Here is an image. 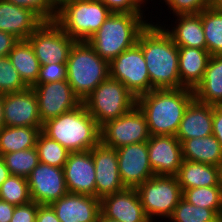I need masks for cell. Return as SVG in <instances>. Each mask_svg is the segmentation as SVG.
I'll list each match as a JSON object with an SVG mask.
<instances>
[{
	"label": "cell",
	"instance_id": "cell-1",
	"mask_svg": "<svg viewBox=\"0 0 222 222\" xmlns=\"http://www.w3.org/2000/svg\"><path fill=\"white\" fill-rule=\"evenodd\" d=\"M149 23L138 36L153 89L183 88L179 77V51L172 38L160 26Z\"/></svg>",
	"mask_w": 222,
	"mask_h": 222
},
{
	"label": "cell",
	"instance_id": "cell-2",
	"mask_svg": "<svg viewBox=\"0 0 222 222\" xmlns=\"http://www.w3.org/2000/svg\"><path fill=\"white\" fill-rule=\"evenodd\" d=\"M193 99V89L186 87L154 89L136 98V105L146 118L151 136H175L184 112Z\"/></svg>",
	"mask_w": 222,
	"mask_h": 222
},
{
	"label": "cell",
	"instance_id": "cell-3",
	"mask_svg": "<svg viewBox=\"0 0 222 222\" xmlns=\"http://www.w3.org/2000/svg\"><path fill=\"white\" fill-rule=\"evenodd\" d=\"M41 131L70 152L91 150L100 142V127L83 103L44 122Z\"/></svg>",
	"mask_w": 222,
	"mask_h": 222
},
{
	"label": "cell",
	"instance_id": "cell-4",
	"mask_svg": "<svg viewBox=\"0 0 222 222\" xmlns=\"http://www.w3.org/2000/svg\"><path fill=\"white\" fill-rule=\"evenodd\" d=\"M143 13H111L87 42L107 62L133 47L148 26Z\"/></svg>",
	"mask_w": 222,
	"mask_h": 222
},
{
	"label": "cell",
	"instance_id": "cell-5",
	"mask_svg": "<svg viewBox=\"0 0 222 222\" xmlns=\"http://www.w3.org/2000/svg\"><path fill=\"white\" fill-rule=\"evenodd\" d=\"M67 82L83 102L110 77L109 62L101 58L87 41H75L66 62Z\"/></svg>",
	"mask_w": 222,
	"mask_h": 222
},
{
	"label": "cell",
	"instance_id": "cell-6",
	"mask_svg": "<svg viewBox=\"0 0 222 222\" xmlns=\"http://www.w3.org/2000/svg\"><path fill=\"white\" fill-rule=\"evenodd\" d=\"M111 13L100 0H75L58 9L55 22L75 41H87Z\"/></svg>",
	"mask_w": 222,
	"mask_h": 222
},
{
	"label": "cell",
	"instance_id": "cell-7",
	"mask_svg": "<svg viewBox=\"0 0 222 222\" xmlns=\"http://www.w3.org/2000/svg\"><path fill=\"white\" fill-rule=\"evenodd\" d=\"M101 127L129 112L136 97L120 81L108 78L100 83L82 102Z\"/></svg>",
	"mask_w": 222,
	"mask_h": 222
},
{
	"label": "cell",
	"instance_id": "cell-8",
	"mask_svg": "<svg viewBox=\"0 0 222 222\" xmlns=\"http://www.w3.org/2000/svg\"><path fill=\"white\" fill-rule=\"evenodd\" d=\"M147 218H169L183 192L176 176H153L136 188ZM155 216V217H154Z\"/></svg>",
	"mask_w": 222,
	"mask_h": 222
},
{
	"label": "cell",
	"instance_id": "cell-9",
	"mask_svg": "<svg viewBox=\"0 0 222 222\" xmlns=\"http://www.w3.org/2000/svg\"><path fill=\"white\" fill-rule=\"evenodd\" d=\"M110 78L120 81L136 97L153 89L141 47L136 43L109 63Z\"/></svg>",
	"mask_w": 222,
	"mask_h": 222
},
{
	"label": "cell",
	"instance_id": "cell-10",
	"mask_svg": "<svg viewBox=\"0 0 222 222\" xmlns=\"http://www.w3.org/2000/svg\"><path fill=\"white\" fill-rule=\"evenodd\" d=\"M150 136L146 118L137 105L100 127V142L115 149L124 145L147 142Z\"/></svg>",
	"mask_w": 222,
	"mask_h": 222
},
{
	"label": "cell",
	"instance_id": "cell-11",
	"mask_svg": "<svg viewBox=\"0 0 222 222\" xmlns=\"http://www.w3.org/2000/svg\"><path fill=\"white\" fill-rule=\"evenodd\" d=\"M40 65L66 63L72 39L55 21L43 22L27 39Z\"/></svg>",
	"mask_w": 222,
	"mask_h": 222
},
{
	"label": "cell",
	"instance_id": "cell-12",
	"mask_svg": "<svg viewBox=\"0 0 222 222\" xmlns=\"http://www.w3.org/2000/svg\"><path fill=\"white\" fill-rule=\"evenodd\" d=\"M42 124L78 107L82 102L67 80L34 84Z\"/></svg>",
	"mask_w": 222,
	"mask_h": 222
},
{
	"label": "cell",
	"instance_id": "cell-13",
	"mask_svg": "<svg viewBox=\"0 0 222 222\" xmlns=\"http://www.w3.org/2000/svg\"><path fill=\"white\" fill-rule=\"evenodd\" d=\"M116 150L119 174L125 188L136 189L155 176L149 162L147 142L124 145Z\"/></svg>",
	"mask_w": 222,
	"mask_h": 222
},
{
	"label": "cell",
	"instance_id": "cell-14",
	"mask_svg": "<svg viewBox=\"0 0 222 222\" xmlns=\"http://www.w3.org/2000/svg\"><path fill=\"white\" fill-rule=\"evenodd\" d=\"M31 200L50 205L68 193L63 168L39 162L27 178Z\"/></svg>",
	"mask_w": 222,
	"mask_h": 222
},
{
	"label": "cell",
	"instance_id": "cell-15",
	"mask_svg": "<svg viewBox=\"0 0 222 222\" xmlns=\"http://www.w3.org/2000/svg\"><path fill=\"white\" fill-rule=\"evenodd\" d=\"M4 125L42 127L38 99L32 87L2 94Z\"/></svg>",
	"mask_w": 222,
	"mask_h": 222
},
{
	"label": "cell",
	"instance_id": "cell-16",
	"mask_svg": "<svg viewBox=\"0 0 222 222\" xmlns=\"http://www.w3.org/2000/svg\"><path fill=\"white\" fill-rule=\"evenodd\" d=\"M91 153L95 167L96 197L101 200L122 191L125 187L119 174L117 150L99 142Z\"/></svg>",
	"mask_w": 222,
	"mask_h": 222
},
{
	"label": "cell",
	"instance_id": "cell-17",
	"mask_svg": "<svg viewBox=\"0 0 222 222\" xmlns=\"http://www.w3.org/2000/svg\"><path fill=\"white\" fill-rule=\"evenodd\" d=\"M149 162L155 175L176 176L181 163L182 145L172 135H154L147 141Z\"/></svg>",
	"mask_w": 222,
	"mask_h": 222
},
{
	"label": "cell",
	"instance_id": "cell-18",
	"mask_svg": "<svg viewBox=\"0 0 222 222\" xmlns=\"http://www.w3.org/2000/svg\"><path fill=\"white\" fill-rule=\"evenodd\" d=\"M63 171L68 193L96 197L95 167L91 150L70 152Z\"/></svg>",
	"mask_w": 222,
	"mask_h": 222
},
{
	"label": "cell",
	"instance_id": "cell-19",
	"mask_svg": "<svg viewBox=\"0 0 222 222\" xmlns=\"http://www.w3.org/2000/svg\"><path fill=\"white\" fill-rule=\"evenodd\" d=\"M100 212L105 218L120 222H151L134 188H124L101 199Z\"/></svg>",
	"mask_w": 222,
	"mask_h": 222
},
{
	"label": "cell",
	"instance_id": "cell-20",
	"mask_svg": "<svg viewBox=\"0 0 222 222\" xmlns=\"http://www.w3.org/2000/svg\"><path fill=\"white\" fill-rule=\"evenodd\" d=\"M60 222H98L100 200L97 197L67 193L50 204Z\"/></svg>",
	"mask_w": 222,
	"mask_h": 222
},
{
	"label": "cell",
	"instance_id": "cell-21",
	"mask_svg": "<svg viewBox=\"0 0 222 222\" xmlns=\"http://www.w3.org/2000/svg\"><path fill=\"white\" fill-rule=\"evenodd\" d=\"M42 23L33 11L0 0V31L12 34L18 40H27Z\"/></svg>",
	"mask_w": 222,
	"mask_h": 222
},
{
	"label": "cell",
	"instance_id": "cell-22",
	"mask_svg": "<svg viewBox=\"0 0 222 222\" xmlns=\"http://www.w3.org/2000/svg\"><path fill=\"white\" fill-rule=\"evenodd\" d=\"M214 105L199 102L195 98L186 108L176 138L182 143L191 138L206 137L213 131Z\"/></svg>",
	"mask_w": 222,
	"mask_h": 222
},
{
	"label": "cell",
	"instance_id": "cell-23",
	"mask_svg": "<svg viewBox=\"0 0 222 222\" xmlns=\"http://www.w3.org/2000/svg\"><path fill=\"white\" fill-rule=\"evenodd\" d=\"M175 24L176 26L174 25L172 28L170 26L166 28L164 25L161 27L178 47L206 49L201 12L199 14L177 15Z\"/></svg>",
	"mask_w": 222,
	"mask_h": 222
},
{
	"label": "cell",
	"instance_id": "cell-24",
	"mask_svg": "<svg viewBox=\"0 0 222 222\" xmlns=\"http://www.w3.org/2000/svg\"><path fill=\"white\" fill-rule=\"evenodd\" d=\"M178 51L181 84L194 90L203 79L211 55L206 49L190 47H178Z\"/></svg>",
	"mask_w": 222,
	"mask_h": 222
},
{
	"label": "cell",
	"instance_id": "cell-25",
	"mask_svg": "<svg viewBox=\"0 0 222 222\" xmlns=\"http://www.w3.org/2000/svg\"><path fill=\"white\" fill-rule=\"evenodd\" d=\"M193 91L199 102L222 105V54L210 57L203 79Z\"/></svg>",
	"mask_w": 222,
	"mask_h": 222
},
{
	"label": "cell",
	"instance_id": "cell-26",
	"mask_svg": "<svg viewBox=\"0 0 222 222\" xmlns=\"http://www.w3.org/2000/svg\"><path fill=\"white\" fill-rule=\"evenodd\" d=\"M181 145L184 160L216 167L222 164V147L213 134L206 137L184 140Z\"/></svg>",
	"mask_w": 222,
	"mask_h": 222
},
{
	"label": "cell",
	"instance_id": "cell-27",
	"mask_svg": "<svg viewBox=\"0 0 222 222\" xmlns=\"http://www.w3.org/2000/svg\"><path fill=\"white\" fill-rule=\"evenodd\" d=\"M219 167L184 160L176 175L181 190L219 186Z\"/></svg>",
	"mask_w": 222,
	"mask_h": 222
},
{
	"label": "cell",
	"instance_id": "cell-28",
	"mask_svg": "<svg viewBox=\"0 0 222 222\" xmlns=\"http://www.w3.org/2000/svg\"><path fill=\"white\" fill-rule=\"evenodd\" d=\"M8 57L23 82L28 87H32L37 82L41 65L30 42L19 40L8 54Z\"/></svg>",
	"mask_w": 222,
	"mask_h": 222
},
{
	"label": "cell",
	"instance_id": "cell-29",
	"mask_svg": "<svg viewBox=\"0 0 222 222\" xmlns=\"http://www.w3.org/2000/svg\"><path fill=\"white\" fill-rule=\"evenodd\" d=\"M42 127L3 126L0 129V157L4 154L36 147Z\"/></svg>",
	"mask_w": 222,
	"mask_h": 222
},
{
	"label": "cell",
	"instance_id": "cell-30",
	"mask_svg": "<svg viewBox=\"0 0 222 222\" xmlns=\"http://www.w3.org/2000/svg\"><path fill=\"white\" fill-rule=\"evenodd\" d=\"M206 50L211 56L222 54V13L213 6L201 11Z\"/></svg>",
	"mask_w": 222,
	"mask_h": 222
},
{
	"label": "cell",
	"instance_id": "cell-31",
	"mask_svg": "<svg viewBox=\"0 0 222 222\" xmlns=\"http://www.w3.org/2000/svg\"><path fill=\"white\" fill-rule=\"evenodd\" d=\"M221 216L213 209L197 207L183 197L174 208L170 222H221Z\"/></svg>",
	"mask_w": 222,
	"mask_h": 222
},
{
	"label": "cell",
	"instance_id": "cell-32",
	"mask_svg": "<svg viewBox=\"0 0 222 222\" xmlns=\"http://www.w3.org/2000/svg\"><path fill=\"white\" fill-rule=\"evenodd\" d=\"M36 149L39 162L58 168H63L70 154V151L42 131L38 135Z\"/></svg>",
	"mask_w": 222,
	"mask_h": 222
},
{
	"label": "cell",
	"instance_id": "cell-33",
	"mask_svg": "<svg viewBox=\"0 0 222 222\" xmlns=\"http://www.w3.org/2000/svg\"><path fill=\"white\" fill-rule=\"evenodd\" d=\"M182 197L195 206L213 209L222 217V189L220 186L197 187L182 191Z\"/></svg>",
	"mask_w": 222,
	"mask_h": 222
},
{
	"label": "cell",
	"instance_id": "cell-34",
	"mask_svg": "<svg viewBox=\"0 0 222 222\" xmlns=\"http://www.w3.org/2000/svg\"><path fill=\"white\" fill-rule=\"evenodd\" d=\"M11 175L28 178L32 170L39 164L36 147L7 153L2 156Z\"/></svg>",
	"mask_w": 222,
	"mask_h": 222
},
{
	"label": "cell",
	"instance_id": "cell-35",
	"mask_svg": "<svg viewBox=\"0 0 222 222\" xmlns=\"http://www.w3.org/2000/svg\"><path fill=\"white\" fill-rule=\"evenodd\" d=\"M0 199L14 206L30 203L32 200L27 178L10 175L0 186Z\"/></svg>",
	"mask_w": 222,
	"mask_h": 222
},
{
	"label": "cell",
	"instance_id": "cell-36",
	"mask_svg": "<svg viewBox=\"0 0 222 222\" xmlns=\"http://www.w3.org/2000/svg\"><path fill=\"white\" fill-rule=\"evenodd\" d=\"M28 86L19 76L8 56L0 58V94L20 92Z\"/></svg>",
	"mask_w": 222,
	"mask_h": 222
},
{
	"label": "cell",
	"instance_id": "cell-37",
	"mask_svg": "<svg viewBox=\"0 0 222 222\" xmlns=\"http://www.w3.org/2000/svg\"><path fill=\"white\" fill-rule=\"evenodd\" d=\"M19 7L33 11L43 22L55 21L58 10L52 0H6Z\"/></svg>",
	"mask_w": 222,
	"mask_h": 222
},
{
	"label": "cell",
	"instance_id": "cell-38",
	"mask_svg": "<svg viewBox=\"0 0 222 222\" xmlns=\"http://www.w3.org/2000/svg\"><path fill=\"white\" fill-rule=\"evenodd\" d=\"M168 9L177 15L199 14L212 6L213 0H164Z\"/></svg>",
	"mask_w": 222,
	"mask_h": 222
},
{
	"label": "cell",
	"instance_id": "cell-39",
	"mask_svg": "<svg viewBox=\"0 0 222 222\" xmlns=\"http://www.w3.org/2000/svg\"><path fill=\"white\" fill-rule=\"evenodd\" d=\"M61 80H67L66 63H48L40 67L35 84H45Z\"/></svg>",
	"mask_w": 222,
	"mask_h": 222
},
{
	"label": "cell",
	"instance_id": "cell-40",
	"mask_svg": "<svg viewBox=\"0 0 222 222\" xmlns=\"http://www.w3.org/2000/svg\"><path fill=\"white\" fill-rule=\"evenodd\" d=\"M112 13H144L141 0H100ZM142 7V8H141ZM142 9V10H141Z\"/></svg>",
	"mask_w": 222,
	"mask_h": 222
},
{
	"label": "cell",
	"instance_id": "cell-41",
	"mask_svg": "<svg viewBox=\"0 0 222 222\" xmlns=\"http://www.w3.org/2000/svg\"><path fill=\"white\" fill-rule=\"evenodd\" d=\"M38 204L31 201L25 205L15 206L10 222H36Z\"/></svg>",
	"mask_w": 222,
	"mask_h": 222
},
{
	"label": "cell",
	"instance_id": "cell-42",
	"mask_svg": "<svg viewBox=\"0 0 222 222\" xmlns=\"http://www.w3.org/2000/svg\"><path fill=\"white\" fill-rule=\"evenodd\" d=\"M18 41L19 40L12 34L6 33L5 31H0V58L8 56Z\"/></svg>",
	"mask_w": 222,
	"mask_h": 222
},
{
	"label": "cell",
	"instance_id": "cell-43",
	"mask_svg": "<svg viewBox=\"0 0 222 222\" xmlns=\"http://www.w3.org/2000/svg\"><path fill=\"white\" fill-rule=\"evenodd\" d=\"M212 134L217 138L222 147V105H214L213 107Z\"/></svg>",
	"mask_w": 222,
	"mask_h": 222
},
{
	"label": "cell",
	"instance_id": "cell-44",
	"mask_svg": "<svg viewBox=\"0 0 222 222\" xmlns=\"http://www.w3.org/2000/svg\"><path fill=\"white\" fill-rule=\"evenodd\" d=\"M36 222H60L55 211L50 205H39L36 215Z\"/></svg>",
	"mask_w": 222,
	"mask_h": 222
},
{
	"label": "cell",
	"instance_id": "cell-45",
	"mask_svg": "<svg viewBox=\"0 0 222 222\" xmlns=\"http://www.w3.org/2000/svg\"><path fill=\"white\" fill-rule=\"evenodd\" d=\"M15 206L0 199V222H10Z\"/></svg>",
	"mask_w": 222,
	"mask_h": 222
},
{
	"label": "cell",
	"instance_id": "cell-46",
	"mask_svg": "<svg viewBox=\"0 0 222 222\" xmlns=\"http://www.w3.org/2000/svg\"><path fill=\"white\" fill-rule=\"evenodd\" d=\"M9 169L6 167L5 161L0 157V186L10 176Z\"/></svg>",
	"mask_w": 222,
	"mask_h": 222
},
{
	"label": "cell",
	"instance_id": "cell-47",
	"mask_svg": "<svg viewBox=\"0 0 222 222\" xmlns=\"http://www.w3.org/2000/svg\"><path fill=\"white\" fill-rule=\"evenodd\" d=\"M71 1H75V0H52L53 4L57 10L59 8H61L64 4L71 2Z\"/></svg>",
	"mask_w": 222,
	"mask_h": 222
},
{
	"label": "cell",
	"instance_id": "cell-48",
	"mask_svg": "<svg viewBox=\"0 0 222 222\" xmlns=\"http://www.w3.org/2000/svg\"><path fill=\"white\" fill-rule=\"evenodd\" d=\"M4 125V114H3V103H2V94H0V129Z\"/></svg>",
	"mask_w": 222,
	"mask_h": 222
},
{
	"label": "cell",
	"instance_id": "cell-49",
	"mask_svg": "<svg viewBox=\"0 0 222 222\" xmlns=\"http://www.w3.org/2000/svg\"><path fill=\"white\" fill-rule=\"evenodd\" d=\"M212 6L222 13V0H213Z\"/></svg>",
	"mask_w": 222,
	"mask_h": 222
},
{
	"label": "cell",
	"instance_id": "cell-50",
	"mask_svg": "<svg viewBox=\"0 0 222 222\" xmlns=\"http://www.w3.org/2000/svg\"><path fill=\"white\" fill-rule=\"evenodd\" d=\"M98 222H120V221H117V220H114V219L105 218V217L100 213Z\"/></svg>",
	"mask_w": 222,
	"mask_h": 222
},
{
	"label": "cell",
	"instance_id": "cell-51",
	"mask_svg": "<svg viewBox=\"0 0 222 222\" xmlns=\"http://www.w3.org/2000/svg\"><path fill=\"white\" fill-rule=\"evenodd\" d=\"M219 186L222 189V164L219 166Z\"/></svg>",
	"mask_w": 222,
	"mask_h": 222
},
{
	"label": "cell",
	"instance_id": "cell-52",
	"mask_svg": "<svg viewBox=\"0 0 222 222\" xmlns=\"http://www.w3.org/2000/svg\"><path fill=\"white\" fill-rule=\"evenodd\" d=\"M143 4H145L148 0H141ZM146 1V2H145Z\"/></svg>",
	"mask_w": 222,
	"mask_h": 222
}]
</instances>
